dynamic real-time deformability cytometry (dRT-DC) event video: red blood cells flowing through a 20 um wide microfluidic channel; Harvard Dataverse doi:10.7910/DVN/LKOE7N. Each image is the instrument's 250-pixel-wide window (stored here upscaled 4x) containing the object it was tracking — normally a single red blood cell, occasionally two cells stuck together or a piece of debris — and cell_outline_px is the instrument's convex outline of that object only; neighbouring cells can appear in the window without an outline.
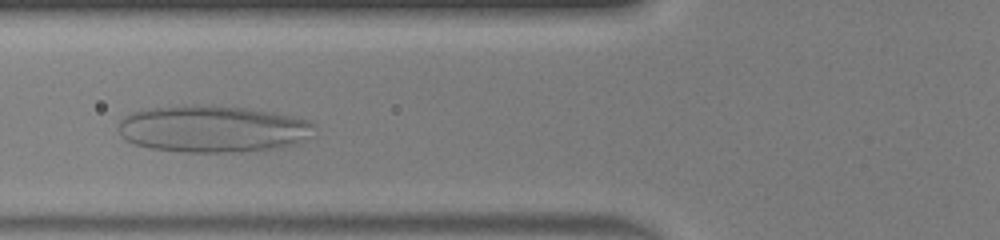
{"species": "human", "species_latin": "Homo sapiens", "temperature_condition": "warm", "stored_images_in_passage": 35, "camera_frame_rate_fps": 3000, "um_per_image_px": 0.085, "donor": {"sex": "male"}, "frame": {"image": 1, "passage_image": 4, "time_ms": 1.0, "image_size_px": [1000, 240], "cell_outline_px": [[316, 124], [308, 136], [300, 144], [284, 148], [256, 152], [180, 152], [152, 148], [136, 144], [120, 136], [120, 120], [124, 116], [140, 108], [196, 104], [212, 104], [244, 108], [272, 112], [292, 116], [308, 120]], "centroid_in_image_um": [18.11, 10.96], "position_along_channel_um": 107.7, "area_um2": 54.51}}
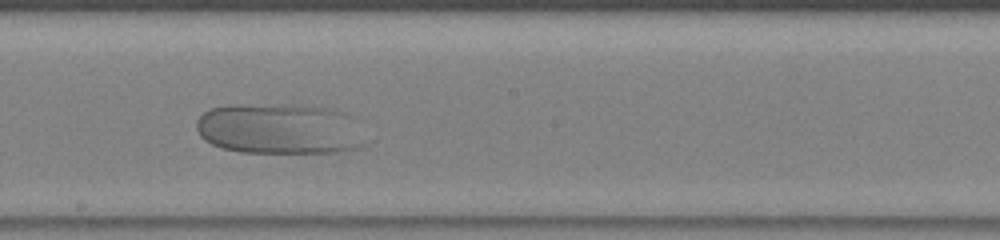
{"frame": {"image": 2, "passage_image": 13, "time_ms": 4.0, "image_size_px": [1000, 240], "cell_outline_px": [[364, 144], [360, 148], [336, 152], [240, 152], [220, 148], [204, 140], [200, 136], [196, 128], [196, 120], [204, 112], [212, 108], [236, 104], [332, 108], [344, 112], [348, 116]], "centroid_in_image_um": [23.65, 10.97], "position_along_channel_um": 224.6, "area_um2": 48.96}}
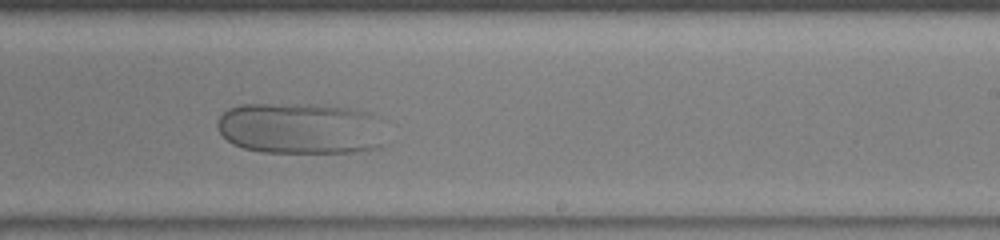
{"frame": {"image": 3, "passage_image": 16, "time_ms": 5.0, "image_size_px": [1000, 240], "cell_outline_px": [[380, 144], [376, 148], [356, 152], [260, 152], [244, 148], [232, 144], [220, 132], [216, 124], [216, 120], [228, 108], [240, 104], [308, 104], [348, 108], [368, 112]], "centroid_in_image_um": [25.32, 10.91], "position_along_channel_um": 263.7, "area_um2": 49.19}}